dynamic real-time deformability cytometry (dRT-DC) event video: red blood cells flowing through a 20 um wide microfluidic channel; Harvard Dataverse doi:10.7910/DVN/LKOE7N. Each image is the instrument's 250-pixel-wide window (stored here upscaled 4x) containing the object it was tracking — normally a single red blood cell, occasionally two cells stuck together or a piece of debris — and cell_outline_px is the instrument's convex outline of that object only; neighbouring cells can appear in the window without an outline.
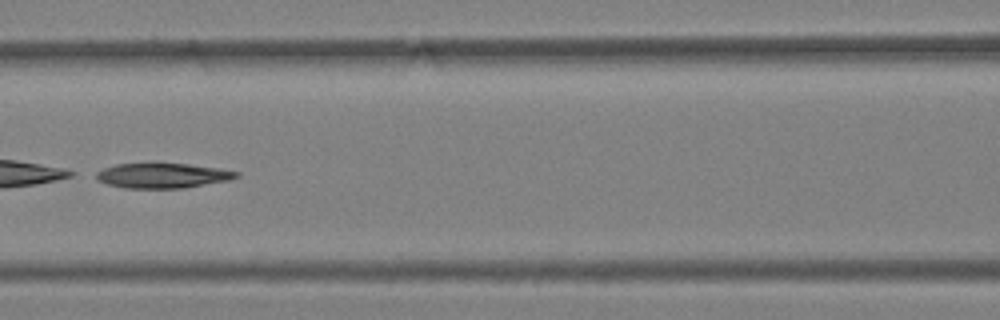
{"species": "Egyptian fruit bat (a non-hibernating species)", "species_latin": "Rousettus aegyptiacus", "temperature_condition": "warm", "stored_images_in_passage": 51, "camera_frame_rate_fps": 3000, "um_per_image_px": 0.085, "animal": {"sex": "female"}, "frame": {"image": 1, "passage_image": 24, "time_ms": 7.667, "image_size_px": [1000, 320], "cell_outline_px": [[240, 176], [228, 180], [184, 188], [124, 188], [108, 184], [96, 180], [96, 172], [104, 168], [116, 164], [152, 160], [188, 164], [216, 168], [240, 172]], "centroid_in_image_um": [13.76, 14.88], "position_along_channel_um": 152.8, "area_um2": 21.15}}
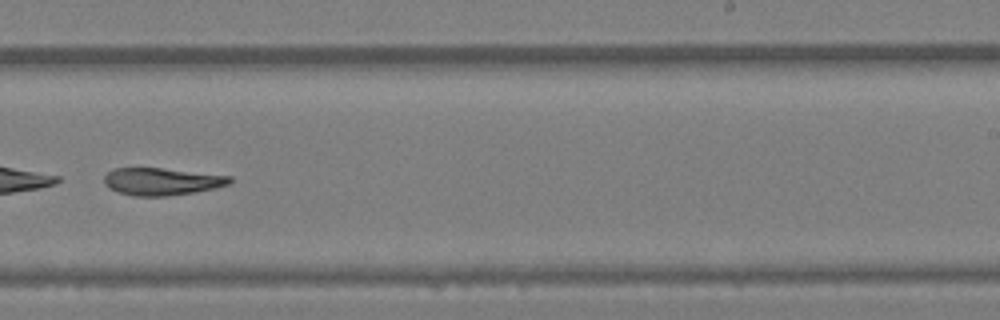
{"frame": {"image": 2, "passage_image": 33, "time_ms": 10.667, "image_size_px": [1000, 320], "cell_outline_px": [[232, 180], [228, 184], [216, 188], [196, 192], [168, 196], [132, 196], [108, 188], [104, 184], [104, 176], [108, 172], [116, 168], [160, 168], [232, 176]], "centroid_in_image_um": [13.75, 15.43], "position_along_channel_um": 275.3, "area_um2": 20.0}}
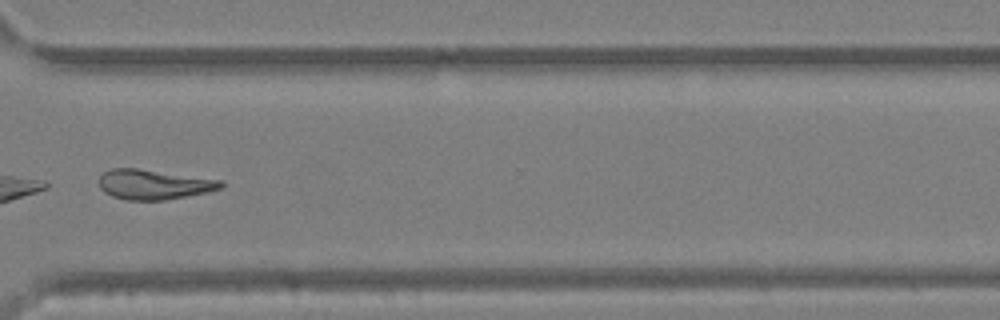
{"frame": {"image": 3, "passage_image": 39, "time_ms": 12.667, "image_size_px": [1000, 320], "cell_outline_px": [[224, 188], [208, 192], [164, 200], [128, 200], [112, 196], [104, 192], [100, 188], [100, 176], [104, 172], [112, 168], [136, 168], [224, 180]], "centroid_in_image_um": [13.11, 15.68], "position_along_channel_um": 357.5, "area_um2": 21.27}}